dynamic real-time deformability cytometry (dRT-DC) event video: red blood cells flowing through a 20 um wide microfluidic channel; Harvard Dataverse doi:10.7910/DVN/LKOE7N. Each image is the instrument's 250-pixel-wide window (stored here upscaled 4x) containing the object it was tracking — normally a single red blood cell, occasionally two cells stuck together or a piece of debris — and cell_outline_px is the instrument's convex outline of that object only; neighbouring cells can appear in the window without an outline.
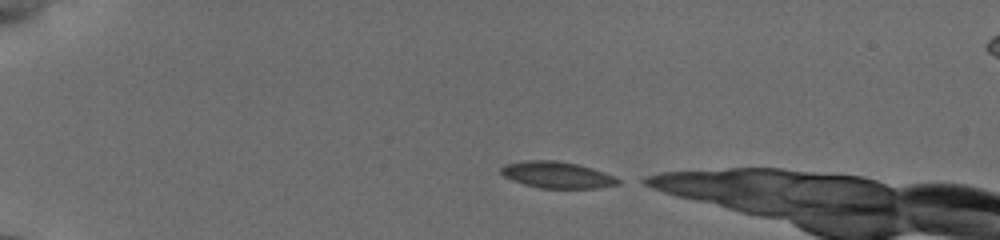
{"species": "common noctule bat (a hibernating species)", "species_latin": "Nyctalus noctula", "temperature_condition": "cold", "stored_images_in_passage": 49, "camera_frame_rate_fps": 3000, "um_per_image_px": 0.085, "animal": {"sex": "female", "body_mass_g": 19.5, "forearm_length_mm": 54.1}, "frame": {"image": 1, "passage_image": 1, "time_ms": 0.0, "image_size_px": [1000, 240], "cell_outline_px": [[624, 180], [620, 184], [596, 188], [540, 188], [524, 184], [512, 180], [504, 176], [500, 172], [500, 168], [504, 164], [524, 160], [556, 160], [576, 164], [592, 168], [616, 176]], "centroid_in_image_um": [47.38, 14.86], "position_along_channel_um": 37.6, "area_um2": 18.26}}
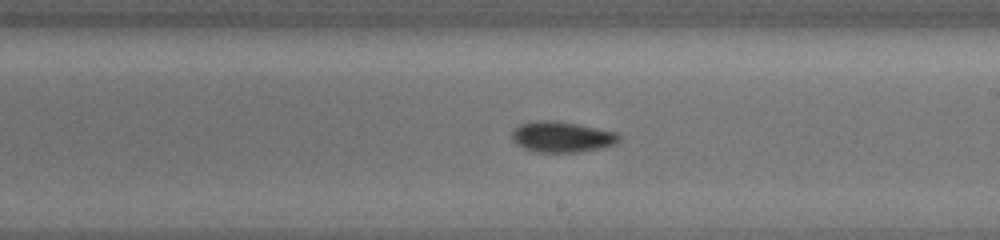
{"frame": {"image": 2, "passage_image": 29, "time_ms": 7.0, "image_size_px": [1000, 240], "cell_outline_px": [[620, 140], [616, 144], [600, 148], [580, 152], [536, 152], [524, 148], [516, 144], [512, 140], [512, 132], [520, 124], [536, 120], [556, 120], [616, 132], [620, 136]], "centroid_in_image_um": [47.75, 11.64], "position_along_channel_um": 241.2, "area_um2": 19.19}}
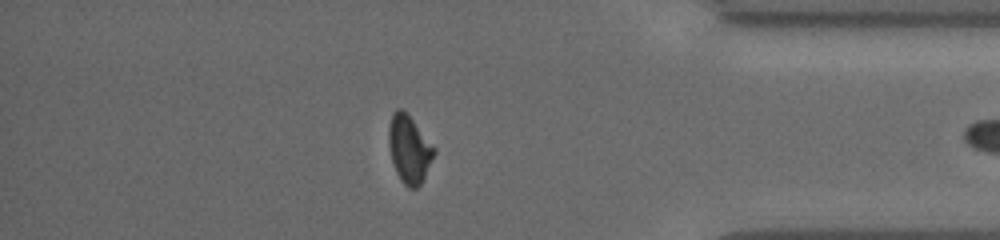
{"frame": {"image": 3, "passage_image": 47, "time_ms": 11.667, "image_size_px": [1000, 240], "cell_outline_px": [[436, 152], [420, 184], [416, 188], [408, 188], [400, 180], [396, 172], [392, 160], [388, 144], [388, 128], [392, 112], [396, 108], [400, 108], [412, 120], [436, 148]], "centroid_in_image_um": [34.76, 12.68], "position_along_channel_um": 400.4, "area_um2": 17.69}}